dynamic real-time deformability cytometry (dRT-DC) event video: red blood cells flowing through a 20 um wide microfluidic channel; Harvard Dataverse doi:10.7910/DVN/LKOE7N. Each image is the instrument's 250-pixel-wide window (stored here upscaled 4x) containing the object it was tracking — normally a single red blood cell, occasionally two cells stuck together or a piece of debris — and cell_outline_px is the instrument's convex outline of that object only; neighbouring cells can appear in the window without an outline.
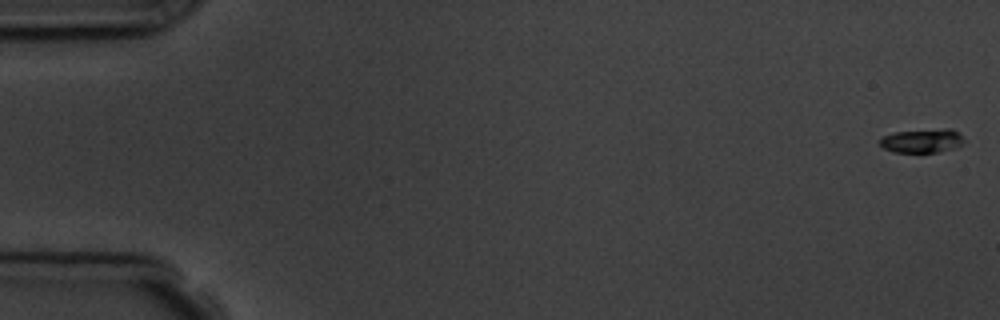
{"species": "common noctule bat (a hibernating species)", "species_latin": "Nyctalus noctula", "temperature_condition": "room temperature", "stored_images_in_passage": 7, "camera_frame_rate_fps": 3000, "um_per_image_px": 0.085, "animal": {"sex": "male", "body_mass_g": 19.5, "forearm_length_mm": 54.6}, "frame": {"image": 1, "passage_image": 1, "time_ms": 0.0, "image_size_px": [1000, 320], "cell_outline_px": [[964, 144], [952, 148], [936, 152], [892, 152], [884, 148], [880, 144], [880, 140], [884, 136], [896, 132], [948, 128], [952, 128], [964, 140]], "centroid_in_image_um": [78.38, 11.97], "position_along_channel_um": 6.6, "area_um2": 11.44}}
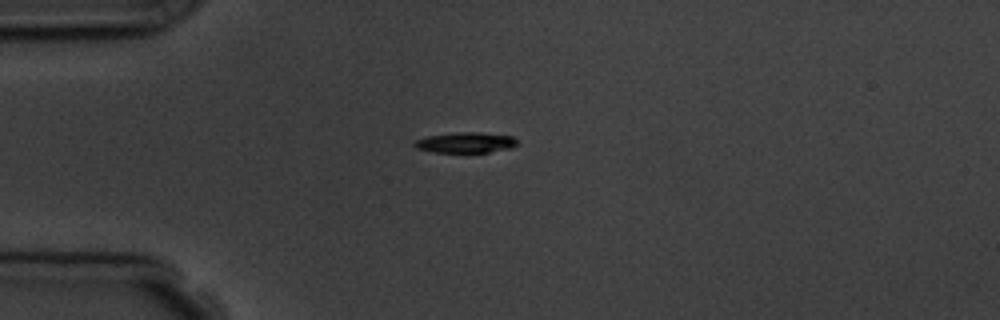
{"frame": {"image": 2, "passage_image": 5, "time_ms": 4.667, "image_size_px": [1000, 320], "cell_outline_px": [[520, 144], [512, 148], [488, 152], [432, 152], [416, 148], [412, 144], [416, 140], [428, 136], [456, 132], [480, 132], [512, 136]], "centroid_in_image_um": [39.6, 12.12], "position_along_channel_um": 45.4, "area_um2": 12.37}}